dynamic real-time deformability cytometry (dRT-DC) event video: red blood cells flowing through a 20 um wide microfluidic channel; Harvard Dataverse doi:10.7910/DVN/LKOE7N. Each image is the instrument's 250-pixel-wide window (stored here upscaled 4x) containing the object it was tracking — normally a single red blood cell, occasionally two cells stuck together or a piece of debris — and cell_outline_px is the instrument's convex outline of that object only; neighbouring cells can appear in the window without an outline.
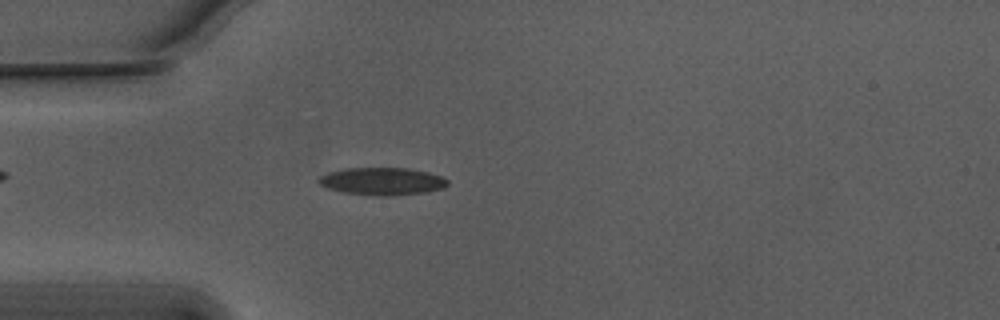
{"species": "Egyptian fruit bat (a non-hibernating species)", "species_latin": "Rousettus aegyptiacus", "temperature_condition": "warm", "stored_images_in_passage": 55, "camera_frame_rate_fps": 3000, "um_per_image_px": 0.085, "animal": {"sex": "male"}, "frame": {"image": 1, "passage_image": 16, "time_ms": 5.0, "image_size_px": [1000, 320], "cell_outline_px": [[448, 184], [444, 188], [428, 192], [392, 196], [380, 196], [344, 192], [328, 188], [320, 184], [316, 180], [320, 176], [328, 172], [344, 168], [408, 168], [428, 172], [440, 176], [448, 180]], "centroid_in_image_um": [32.5, 15.41], "position_along_channel_um": 52.5, "area_um2": 20.75}}
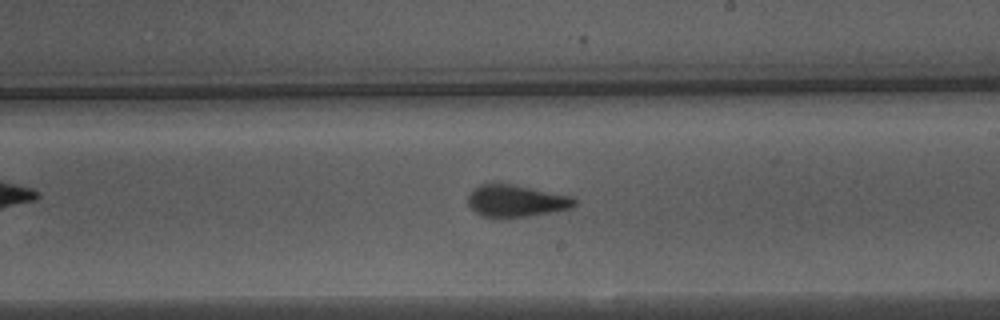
{"frame": {"image": 2, "passage_image": 32, "time_ms": 10.333, "image_size_px": [1000, 320], "cell_outline_px": [[576, 204], [572, 208], [528, 216], [484, 216], [476, 212], [468, 204], [468, 196], [480, 184], [492, 180], [572, 196], [576, 200]], "centroid_in_image_um": [43.87, 17.03], "position_along_channel_um": 245.1, "area_um2": 19.77}}
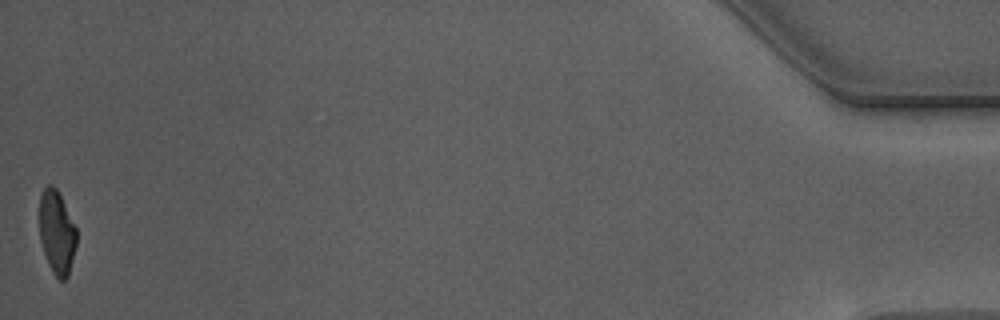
{"frame": {"image": 3, "passage_image": 55, "time_ms": 18.0, "image_size_px": [1000, 320], "cell_outline_px": [[76, 244], [68, 276], [64, 280], [60, 280], [52, 272], [48, 264], [40, 240], [40, 196], [44, 188], [48, 184], [52, 184], [56, 188], [76, 228]], "centroid_in_image_um": [4.82, 19.76], "position_along_channel_um": 430.4, "area_um2": 17.74}, "authors_computed_cell_mechanics": {"area_um2": 19.5364, "velocity_mm_per_s": 3.7586, "shape_relaxation_time_tau1_ms": 4.8097, "shape_relaxation_time_tau2_ms": 1.3599, "deformation_change_tau1": 0.1581, "deformation_change_tau2": 0.0819}}